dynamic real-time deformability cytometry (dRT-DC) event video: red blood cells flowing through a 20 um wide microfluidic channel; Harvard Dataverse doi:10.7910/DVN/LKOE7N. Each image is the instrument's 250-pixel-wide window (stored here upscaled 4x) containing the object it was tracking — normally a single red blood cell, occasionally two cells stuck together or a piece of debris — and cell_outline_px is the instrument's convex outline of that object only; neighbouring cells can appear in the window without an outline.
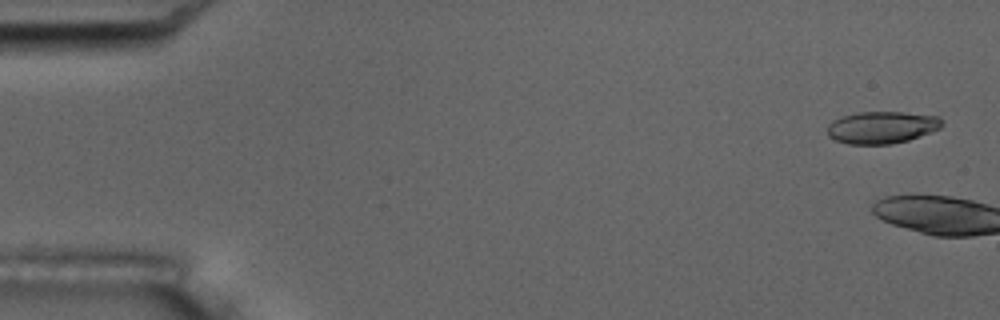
{"species": "common noctule bat (a hibernating species)", "species_latin": "Nyctalus noctula", "temperature_condition": "room temperature", "stored_images_in_passage": 10, "camera_frame_rate_fps": 3000, "um_per_image_px": 0.085, "animal": {"sex": "male", "body_mass_g": 17.5, "forearm_length_mm": 52.3}, "frame": {"image": 1, "passage_image": 1, "time_ms": 0.0, "image_size_px": [1000, 320], "cell_outline_px": [[944, 124], [940, 128], [908, 140], [892, 144], [848, 144], [836, 140], [828, 136], [828, 124], [832, 120], [840, 116], [856, 112], [904, 112], [940, 116], [944, 120]], "centroid_in_image_um": [74.96, 10.81], "position_along_channel_um": 10.0, "area_um2": 21.68}}
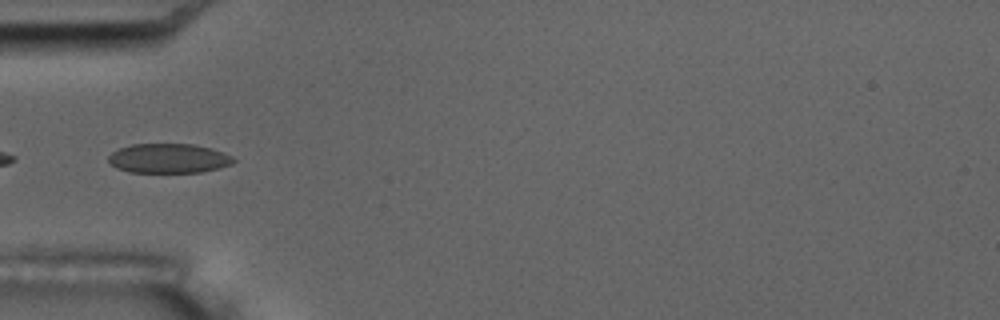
{"frame": {"image": 2, "passage_image": 6, "time_ms": 6.667, "image_size_px": [1000, 320], "cell_outline_px": [[236, 160], [232, 164], [220, 168], [200, 172], [128, 172], [116, 168], [108, 160], [108, 156], [112, 152], [120, 148], [132, 144], [192, 144], [212, 148], [232, 156]], "centroid_in_image_um": [14.34, 13.46], "position_along_channel_um": 70.7, "area_um2": 21.5}}
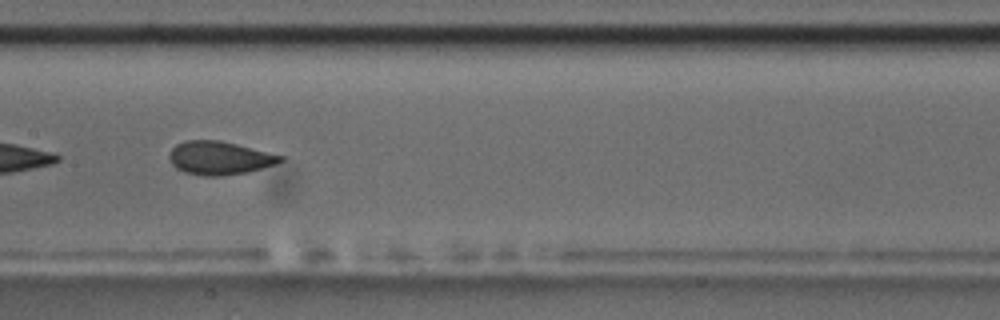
{"frame": {"image": 3, "passage_image": 9, "time_ms": 10.0, "image_size_px": [1000, 320], "cell_outline_px": [[284, 160], [276, 164], [248, 172], [220, 176], [204, 176], [184, 172], [176, 168], [172, 164], [168, 156], [172, 148], [176, 144], [184, 140], [220, 140], [284, 156]], "centroid_in_image_um": [18.64, 13.43], "position_along_channel_um": 188.8, "area_um2": 21.62}}